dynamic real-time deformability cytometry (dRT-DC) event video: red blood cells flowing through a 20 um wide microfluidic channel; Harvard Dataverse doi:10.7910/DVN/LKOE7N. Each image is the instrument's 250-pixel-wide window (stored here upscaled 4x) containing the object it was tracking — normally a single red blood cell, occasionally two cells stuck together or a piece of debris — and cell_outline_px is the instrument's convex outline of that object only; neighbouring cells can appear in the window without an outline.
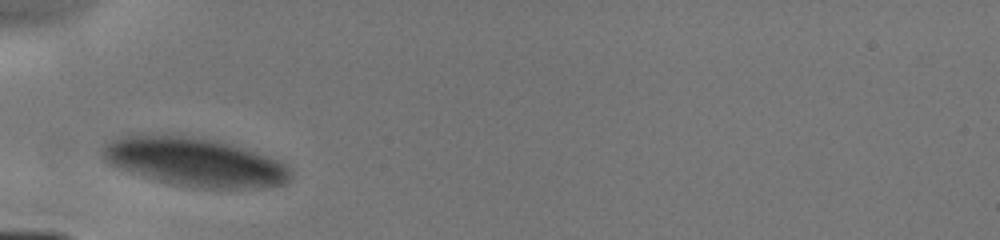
{"species": "human", "species_latin": "Homo sapiens", "temperature_condition": "cold", "stored_images_in_passage": 3, "camera_frame_rate_fps": 3000, "um_per_image_px": 0.085, "donor": {"sex": "male"}, "frame": {"image": 1, "passage_image": 1, "time_ms": 0.0, "image_size_px": [1000, 240], "cell_outline_px": [[292, 176], [288, 184], [268, 188], [200, 188], [176, 184], [156, 180], [120, 168], [104, 160], [100, 152], [112, 140], [120, 136], [188, 136], [212, 140], [244, 148], [280, 160], [292, 172]], "centroid_in_image_um": [16.65, 13.8], "position_along_channel_um": 68.3, "area_um2": 52.6}}
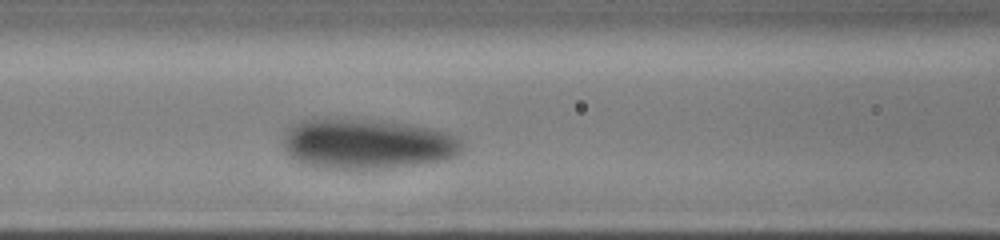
{"frame": {"image": 2, "passage_image": 3, "time_ms": 1.667, "image_size_px": [1000, 240], "cell_outline_px": [[460, 152], [444, 160], [424, 164], [396, 168], [316, 168], [300, 164], [288, 156], [284, 152], [284, 132], [296, 124], [304, 120], [380, 120], [412, 124], [448, 132], [460, 136]], "centroid_in_image_um": [31.21, 12.26], "position_along_channel_um": 135.4, "area_um2": 52.48}}